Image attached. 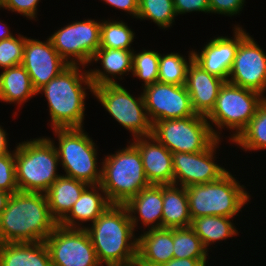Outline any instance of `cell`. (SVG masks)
<instances>
[{
	"mask_svg": "<svg viewBox=\"0 0 266 266\" xmlns=\"http://www.w3.org/2000/svg\"><path fill=\"white\" fill-rule=\"evenodd\" d=\"M57 225L45 193L18 190L0 215V243L42 242Z\"/></svg>",
	"mask_w": 266,
	"mask_h": 266,
	"instance_id": "1",
	"label": "cell"
},
{
	"mask_svg": "<svg viewBox=\"0 0 266 266\" xmlns=\"http://www.w3.org/2000/svg\"><path fill=\"white\" fill-rule=\"evenodd\" d=\"M91 225L84 228L100 264L136 266L137 238L125 205H110Z\"/></svg>",
	"mask_w": 266,
	"mask_h": 266,
	"instance_id": "2",
	"label": "cell"
},
{
	"mask_svg": "<svg viewBox=\"0 0 266 266\" xmlns=\"http://www.w3.org/2000/svg\"><path fill=\"white\" fill-rule=\"evenodd\" d=\"M79 68L77 65H69L37 91V95L43 92L48 101L53 129L83 128L84 101L87 96L85 89L93 93L94 86L88 71L82 72ZM82 83L87 88L82 87Z\"/></svg>",
	"mask_w": 266,
	"mask_h": 266,
	"instance_id": "3",
	"label": "cell"
},
{
	"mask_svg": "<svg viewBox=\"0 0 266 266\" xmlns=\"http://www.w3.org/2000/svg\"><path fill=\"white\" fill-rule=\"evenodd\" d=\"M58 153L50 138L19 143L15 149V172L19 191L46 193L61 176L56 170Z\"/></svg>",
	"mask_w": 266,
	"mask_h": 266,
	"instance_id": "4",
	"label": "cell"
},
{
	"mask_svg": "<svg viewBox=\"0 0 266 266\" xmlns=\"http://www.w3.org/2000/svg\"><path fill=\"white\" fill-rule=\"evenodd\" d=\"M107 157V158H106ZM102 162L100 185L111 204H126L151 185L144 172L139 150L131 143Z\"/></svg>",
	"mask_w": 266,
	"mask_h": 266,
	"instance_id": "5",
	"label": "cell"
},
{
	"mask_svg": "<svg viewBox=\"0 0 266 266\" xmlns=\"http://www.w3.org/2000/svg\"><path fill=\"white\" fill-rule=\"evenodd\" d=\"M242 186L227 172L216 181L187 187L191 219L201 216L233 218L250 198Z\"/></svg>",
	"mask_w": 266,
	"mask_h": 266,
	"instance_id": "6",
	"label": "cell"
},
{
	"mask_svg": "<svg viewBox=\"0 0 266 266\" xmlns=\"http://www.w3.org/2000/svg\"><path fill=\"white\" fill-rule=\"evenodd\" d=\"M209 122L200 114L161 120L152 124L151 135L171 153L202 152L221 137Z\"/></svg>",
	"mask_w": 266,
	"mask_h": 266,
	"instance_id": "7",
	"label": "cell"
},
{
	"mask_svg": "<svg viewBox=\"0 0 266 266\" xmlns=\"http://www.w3.org/2000/svg\"><path fill=\"white\" fill-rule=\"evenodd\" d=\"M59 140L58 159L65 176L88 185L100 184L101 170L97 168L95 143L82 128L53 129Z\"/></svg>",
	"mask_w": 266,
	"mask_h": 266,
	"instance_id": "8",
	"label": "cell"
},
{
	"mask_svg": "<svg viewBox=\"0 0 266 266\" xmlns=\"http://www.w3.org/2000/svg\"><path fill=\"white\" fill-rule=\"evenodd\" d=\"M265 99L260 93L225 82L219 91L216 104L206 116L217 128L225 126L235 133L230 140L236 139L255 116L260 103Z\"/></svg>",
	"mask_w": 266,
	"mask_h": 266,
	"instance_id": "9",
	"label": "cell"
},
{
	"mask_svg": "<svg viewBox=\"0 0 266 266\" xmlns=\"http://www.w3.org/2000/svg\"><path fill=\"white\" fill-rule=\"evenodd\" d=\"M93 94L116 121L132 132L134 138L152 134L143 93L135 98L117 83L94 87Z\"/></svg>",
	"mask_w": 266,
	"mask_h": 266,
	"instance_id": "10",
	"label": "cell"
},
{
	"mask_svg": "<svg viewBox=\"0 0 266 266\" xmlns=\"http://www.w3.org/2000/svg\"><path fill=\"white\" fill-rule=\"evenodd\" d=\"M100 33L101 22L89 19L72 22L49 38L54 49L69 65L80 64L84 67L91 63L100 47Z\"/></svg>",
	"mask_w": 266,
	"mask_h": 266,
	"instance_id": "11",
	"label": "cell"
},
{
	"mask_svg": "<svg viewBox=\"0 0 266 266\" xmlns=\"http://www.w3.org/2000/svg\"><path fill=\"white\" fill-rule=\"evenodd\" d=\"M44 242L52 266H102L85 228L58 224Z\"/></svg>",
	"mask_w": 266,
	"mask_h": 266,
	"instance_id": "12",
	"label": "cell"
},
{
	"mask_svg": "<svg viewBox=\"0 0 266 266\" xmlns=\"http://www.w3.org/2000/svg\"><path fill=\"white\" fill-rule=\"evenodd\" d=\"M146 112L151 124L166 120L197 115L192 108L185 85L157 81L143 90Z\"/></svg>",
	"mask_w": 266,
	"mask_h": 266,
	"instance_id": "13",
	"label": "cell"
},
{
	"mask_svg": "<svg viewBox=\"0 0 266 266\" xmlns=\"http://www.w3.org/2000/svg\"><path fill=\"white\" fill-rule=\"evenodd\" d=\"M227 82L261 95L266 91V53L249 34L239 43Z\"/></svg>",
	"mask_w": 266,
	"mask_h": 266,
	"instance_id": "14",
	"label": "cell"
},
{
	"mask_svg": "<svg viewBox=\"0 0 266 266\" xmlns=\"http://www.w3.org/2000/svg\"><path fill=\"white\" fill-rule=\"evenodd\" d=\"M219 141L217 139L207 150L202 152L172 153L173 184L187 188L192 185L216 181L226 174L228 171L213 161Z\"/></svg>",
	"mask_w": 266,
	"mask_h": 266,
	"instance_id": "15",
	"label": "cell"
},
{
	"mask_svg": "<svg viewBox=\"0 0 266 266\" xmlns=\"http://www.w3.org/2000/svg\"><path fill=\"white\" fill-rule=\"evenodd\" d=\"M21 65L28 72L36 92L69 66L54 49L50 38L42 42L27 37Z\"/></svg>",
	"mask_w": 266,
	"mask_h": 266,
	"instance_id": "16",
	"label": "cell"
},
{
	"mask_svg": "<svg viewBox=\"0 0 266 266\" xmlns=\"http://www.w3.org/2000/svg\"><path fill=\"white\" fill-rule=\"evenodd\" d=\"M233 39L216 37L199 53L193 51V60L209 74L227 82L239 43L248 35L243 28L235 26Z\"/></svg>",
	"mask_w": 266,
	"mask_h": 266,
	"instance_id": "17",
	"label": "cell"
},
{
	"mask_svg": "<svg viewBox=\"0 0 266 266\" xmlns=\"http://www.w3.org/2000/svg\"><path fill=\"white\" fill-rule=\"evenodd\" d=\"M133 140L132 144L140 152L148 182L155 185L173 184L172 153L152 135Z\"/></svg>",
	"mask_w": 266,
	"mask_h": 266,
	"instance_id": "18",
	"label": "cell"
},
{
	"mask_svg": "<svg viewBox=\"0 0 266 266\" xmlns=\"http://www.w3.org/2000/svg\"><path fill=\"white\" fill-rule=\"evenodd\" d=\"M225 82V80L209 74L192 60L187 70L185 87L196 114L207 116L211 112Z\"/></svg>",
	"mask_w": 266,
	"mask_h": 266,
	"instance_id": "19",
	"label": "cell"
},
{
	"mask_svg": "<svg viewBox=\"0 0 266 266\" xmlns=\"http://www.w3.org/2000/svg\"><path fill=\"white\" fill-rule=\"evenodd\" d=\"M173 228H149L137 238L136 266H161L173 256Z\"/></svg>",
	"mask_w": 266,
	"mask_h": 266,
	"instance_id": "20",
	"label": "cell"
},
{
	"mask_svg": "<svg viewBox=\"0 0 266 266\" xmlns=\"http://www.w3.org/2000/svg\"><path fill=\"white\" fill-rule=\"evenodd\" d=\"M124 205L129 212L134 230L138 224V217L144 226H151L148 228H162L163 185L151 184L143 188ZM136 212L139 214L137 217L133 215Z\"/></svg>",
	"mask_w": 266,
	"mask_h": 266,
	"instance_id": "21",
	"label": "cell"
},
{
	"mask_svg": "<svg viewBox=\"0 0 266 266\" xmlns=\"http://www.w3.org/2000/svg\"><path fill=\"white\" fill-rule=\"evenodd\" d=\"M98 191H101L102 195ZM110 205L112 204L100 184L88 185L69 213L58 224L66 228H84V225L79 226L81 223L76 221L93 223Z\"/></svg>",
	"mask_w": 266,
	"mask_h": 266,
	"instance_id": "22",
	"label": "cell"
},
{
	"mask_svg": "<svg viewBox=\"0 0 266 266\" xmlns=\"http://www.w3.org/2000/svg\"><path fill=\"white\" fill-rule=\"evenodd\" d=\"M133 51L99 48L93 55L91 62L92 60L96 62L100 60L104 71L102 72L99 69L88 70L89 78L93 86L117 84L114 80L117 74L121 76L126 72H132Z\"/></svg>",
	"mask_w": 266,
	"mask_h": 266,
	"instance_id": "23",
	"label": "cell"
},
{
	"mask_svg": "<svg viewBox=\"0 0 266 266\" xmlns=\"http://www.w3.org/2000/svg\"><path fill=\"white\" fill-rule=\"evenodd\" d=\"M0 266H52L44 241L0 243Z\"/></svg>",
	"mask_w": 266,
	"mask_h": 266,
	"instance_id": "24",
	"label": "cell"
},
{
	"mask_svg": "<svg viewBox=\"0 0 266 266\" xmlns=\"http://www.w3.org/2000/svg\"><path fill=\"white\" fill-rule=\"evenodd\" d=\"M88 184L74 178L61 175L45 193L50 213L59 223L80 198Z\"/></svg>",
	"mask_w": 266,
	"mask_h": 266,
	"instance_id": "25",
	"label": "cell"
},
{
	"mask_svg": "<svg viewBox=\"0 0 266 266\" xmlns=\"http://www.w3.org/2000/svg\"><path fill=\"white\" fill-rule=\"evenodd\" d=\"M191 223L186 187L163 185L162 228H186Z\"/></svg>",
	"mask_w": 266,
	"mask_h": 266,
	"instance_id": "26",
	"label": "cell"
},
{
	"mask_svg": "<svg viewBox=\"0 0 266 266\" xmlns=\"http://www.w3.org/2000/svg\"><path fill=\"white\" fill-rule=\"evenodd\" d=\"M3 70L0 74L1 101L22 105L37 94L28 72L21 64Z\"/></svg>",
	"mask_w": 266,
	"mask_h": 266,
	"instance_id": "27",
	"label": "cell"
},
{
	"mask_svg": "<svg viewBox=\"0 0 266 266\" xmlns=\"http://www.w3.org/2000/svg\"><path fill=\"white\" fill-rule=\"evenodd\" d=\"M230 219L224 216H201L192 220L191 228L207 250L212 243L238 234Z\"/></svg>",
	"mask_w": 266,
	"mask_h": 266,
	"instance_id": "28",
	"label": "cell"
},
{
	"mask_svg": "<svg viewBox=\"0 0 266 266\" xmlns=\"http://www.w3.org/2000/svg\"><path fill=\"white\" fill-rule=\"evenodd\" d=\"M232 142L245 151L266 149V97L258 106L250 123Z\"/></svg>",
	"mask_w": 266,
	"mask_h": 266,
	"instance_id": "29",
	"label": "cell"
},
{
	"mask_svg": "<svg viewBox=\"0 0 266 266\" xmlns=\"http://www.w3.org/2000/svg\"><path fill=\"white\" fill-rule=\"evenodd\" d=\"M189 61L178 53L161 55L159 58L158 81L173 85H185L189 64L193 60V51L189 53Z\"/></svg>",
	"mask_w": 266,
	"mask_h": 266,
	"instance_id": "30",
	"label": "cell"
},
{
	"mask_svg": "<svg viewBox=\"0 0 266 266\" xmlns=\"http://www.w3.org/2000/svg\"><path fill=\"white\" fill-rule=\"evenodd\" d=\"M174 258L207 259V251L191 227L173 228Z\"/></svg>",
	"mask_w": 266,
	"mask_h": 266,
	"instance_id": "31",
	"label": "cell"
},
{
	"mask_svg": "<svg viewBox=\"0 0 266 266\" xmlns=\"http://www.w3.org/2000/svg\"><path fill=\"white\" fill-rule=\"evenodd\" d=\"M134 35L123 21H102L99 48L131 50Z\"/></svg>",
	"mask_w": 266,
	"mask_h": 266,
	"instance_id": "32",
	"label": "cell"
},
{
	"mask_svg": "<svg viewBox=\"0 0 266 266\" xmlns=\"http://www.w3.org/2000/svg\"><path fill=\"white\" fill-rule=\"evenodd\" d=\"M176 13L173 0H138V19H151L159 27H170Z\"/></svg>",
	"mask_w": 266,
	"mask_h": 266,
	"instance_id": "33",
	"label": "cell"
},
{
	"mask_svg": "<svg viewBox=\"0 0 266 266\" xmlns=\"http://www.w3.org/2000/svg\"><path fill=\"white\" fill-rule=\"evenodd\" d=\"M159 58L158 51L143 50L140 53L133 51L132 74L144 81V87L158 81Z\"/></svg>",
	"mask_w": 266,
	"mask_h": 266,
	"instance_id": "34",
	"label": "cell"
},
{
	"mask_svg": "<svg viewBox=\"0 0 266 266\" xmlns=\"http://www.w3.org/2000/svg\"><path fill=\"white\" fill-rule=\"evenodd\" d=\"M25 37L18 35L0 41V68L20 65L23 60Z\"/></svg>",
	"mask_w": 266,
	"mask_h": 266,
	"instance_id": "35",
	"label": "cell"
},
{
	"mask_svg": "<svg viewBox=\"0 0 266 266\" xmlns=\"http://www.w3.org/2000/svg\"><path fill=\"white\" fill-rule=\"evenodd\" d=\"M0 190L13 194L17 192L15 172V151L0 155Z\"/></svg>",
	"mask_w": 266,
	"mask_h": 266,
	"instance_id": "36",
	"label": "cell"
},
{
	"mask_svg": "<svg viewBox=\"0 0 266 266\" xmlns=\"http://www.w3.org/2000/svg\"><path fill=\"white\" fill-rule=\"evenodd\" d=\"M37 3L39 0H0V8H5L13 12H18L20 15L34 19L37 17Z\"/></svg>",
	"mask_w": 266,
	"mask_h": 266,
	"instance_id": "37",
	"label": "cell"
},
{
	"mask_svg": "<svg viewBox=\"0 0 266 266\" xmlns=\"http://www.w3.org/2000/svg\"><path fill=\"white\" fill-rule=\"evenodd\" d=\"M245 0H209L210 12L236 15L242 11Z\"/></svg>",
	"mask_w": 266,
	"mask_h": 266,
	"instance_id": "38",
	"label": "cell"
},
{
	"mask_svg": "<svg viewBox=\"0 0 266 266\" xmlns=\"http://www.w3.org/2000/svg\"><path fill=\"white\" fill-rule=\"evenodd\" d=\"M176 15L187 12L210 13L209 0H173Z\"/></svg>",
	"mask_w": 266,
	"mask_h": 266,
	"instance_id": "39",
	"label": "cell"
},
{
	"mask_svg": "<svg viewBox=\"0 0 266 266\" xmlns=\"http://www.w3.org/2000/svg\"><path fill=\"white\" fill-rule=\"evenodd\" d=\"M107 4L115 7L117 9L124 10L132 14L135 18H137L138 14V0H103Z\"/></svg>",
	"mask_w": 266,
	"mask_h": 266,
	"instance_id": "40",
	"label": "cell"
},
{
	"mask_svg": "<svg viewBox=\"0 0 266 266\" xmlns=\"http://www.w3.org/2000/svg\"><path fill=\"white\" fill-rule=\"evenodd\" d=\"M206 259L172 258L168 263L161 266H201Z\"/></svg>",
	"mask_w": 266,
	"mask_h": 266,
	"instance_id": "41",
	"label": "cell"
},
{
	"mask_svg": "<svg viewBox=\"0 0 266 266\" xmlns=\"http://www.w3.org/2000/svg\"><path fill=\"white\" fill-rule=\"evenodd\" d=\"M6 132L1 128L0 126V155H3L5 153H8V143H7V137Z\"/></svg>",
	"mask_w": 266,
	"mask_h": 266,
	"instance_id": "42",
	"label": "cell"
},
{
	"mask_svg": "<svg viewBox=\"0 0 266 266\" xmlns=\"http://www.w3.org/2000/svg\"><path fill=\"white\" fill-rule=\"evenodd\" d=\"M10 193L0 190V215L6 208V204L8 202V199L10 198Z\"/></svg>",
	"mask_w": 266,
	"mask_h": 266,
	"instance_id": "43",
	"label": "cell"
},
{
	"mask_svg": "<svg viewBox=\"0 0 266 266\" xmlns=\"http://www.w3.org/2000/svg\"><path fill=\"white\" fill-rule=\"evenodd\" d=\"M0 24H1V21H0ZM2 27H3V29H2ZM8 29L9 28L5 27V26L0 27V41L13 37L12 33L9 32Z\"/></svg>",
	"mask_w": 266,
	"mask_h": 266,
	"instance_id": "44",
	"label": "cell"
},
{
	"mask_svg": "<svg viewBox=\"0 0 266 266\" xmlns=\"http://www.w3.org/2000/svg\"><path fill=\"white\" fill-rule=\"evenodd\" d=\"M206 262H208V261H205L201 266H206Z\"/></svg>",
	"mask_w": 266,
	"mask_h": 266,
	"instance_id": "45",
	"label": "cell"
}]
</instances>
